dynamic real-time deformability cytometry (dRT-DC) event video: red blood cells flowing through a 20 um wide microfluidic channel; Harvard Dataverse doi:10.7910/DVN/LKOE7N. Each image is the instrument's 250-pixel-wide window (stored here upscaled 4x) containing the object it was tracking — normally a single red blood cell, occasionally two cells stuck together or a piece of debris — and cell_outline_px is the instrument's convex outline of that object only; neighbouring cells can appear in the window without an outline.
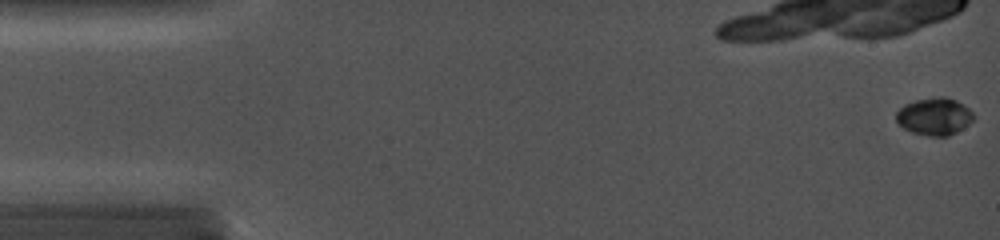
{"species": "common noctule bat (a hibernating species)", "species_latin": "Nyctalus noctula", "temperature_condition": "cold", "stored_images_in_passage": 3, "camera_frame_rate_fps": 5000, "um_per_image_px": 0.085, "animal": {"sex": "female", "body_mass_g": 19.0, "forearm_length_mm": 56.7}, "frame": {"image": 1, "passage_image": 1, "time_ms": 0.0, "image_size_px": [1000, 240], "cell_outline_px": [[972, 124], [948, 136], [924, 136], [908, 132], [900, 128], [896, 120], [896, 112], [908, 104], [924, 100], [952, 100], [960, 104], [972, 116]], "centroid_in_image_um": [79.35, 10.02], "position_along_channel_um": 5.6, "area_um2": 15.9}}